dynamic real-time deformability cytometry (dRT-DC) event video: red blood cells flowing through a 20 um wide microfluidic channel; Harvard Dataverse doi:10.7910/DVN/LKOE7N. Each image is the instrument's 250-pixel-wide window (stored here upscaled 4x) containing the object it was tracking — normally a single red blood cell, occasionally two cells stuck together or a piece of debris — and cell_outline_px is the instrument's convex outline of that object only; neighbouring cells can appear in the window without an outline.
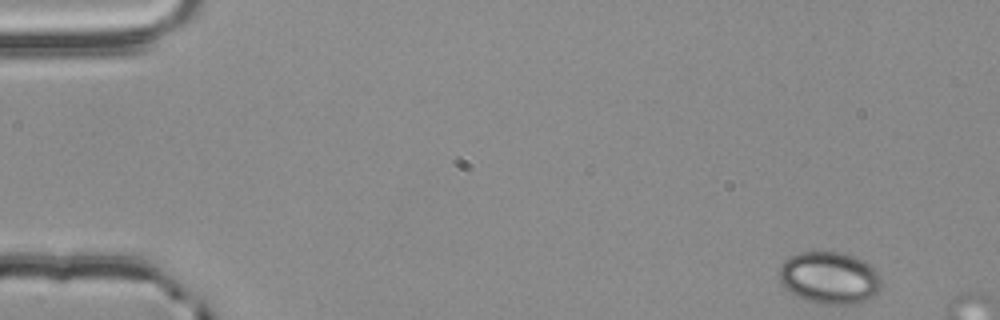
{"species": "common noctule bat (a hibernating species)", "species_latin": "Nyctalus noctula", "temperature_condition": "room temperature", "stored_images_in_passage": 7, "camera_frame_rate_fps": 3000, "um_per_image_px": 0.085, "animal": {"sex": "male", "body_mass_g": 20.4}, "frame": {"image": 1, "passage_image": 1, "time_ms": 0.0, "image_size_px": [1000, 320], "cell_outline_px": [[880, 288], [868, 300], [852, 304], [820, 304], [804, 300], [796, 296], [784, 288], [780, 280], [780, 264], [788, 256], [800, 252], [844, 252], [856, 256], [864, 260], [880, 276]], "centroid_in_image_um": [70.47, 23.61], "position_along_channel_um": 14.5, "area_um2": 31.27}}